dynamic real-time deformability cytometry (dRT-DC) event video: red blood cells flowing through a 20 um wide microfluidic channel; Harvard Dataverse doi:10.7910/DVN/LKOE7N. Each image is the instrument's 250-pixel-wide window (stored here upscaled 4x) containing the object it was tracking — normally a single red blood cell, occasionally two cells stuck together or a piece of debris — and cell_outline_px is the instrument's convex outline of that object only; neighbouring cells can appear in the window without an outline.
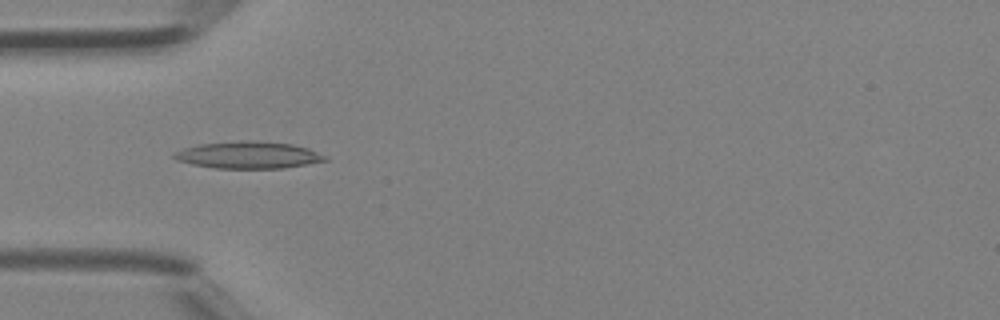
{"species": "Egyptian fruit bat (a non-hibernating species)", "species_latin": "Rousettus aegyptiacus", "temperature_condition": "room temperature", "stored_images_in_passage": 40, "camera_frame_rate_fps": 3000, "um_per_image_px": 0.085, "animal": {"sex": "female"}, "frame": {"image": 1, "passage_image": 11, "time_ms": 3.333, "image_size_px": [1000, 320], "cell_outline_px": [[328, 160], [308, 164], [284, 168], [212, 168], [192, 164], [176, 160], [172, 156], [172, 152], [184, 148], [200, 144], [292, 144], [308, 148], [328, 156]], "centroid_in_image_um": [21.12, 13.24], "position_along_channel_um": 63.9, "area_um2": 22.43}}
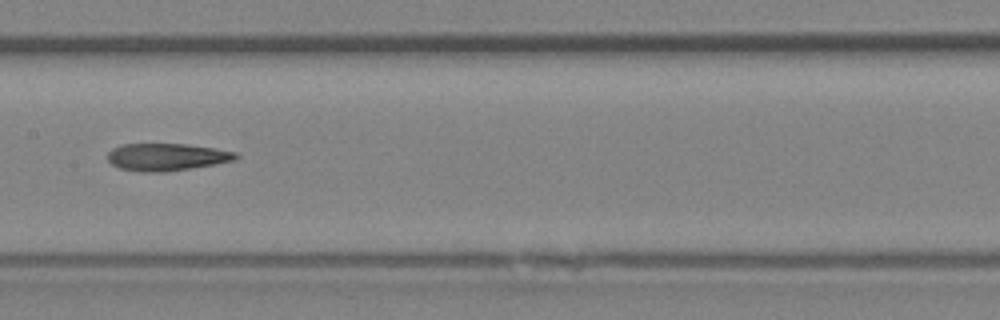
{"frame": {"image": 2, "passage_image": 19, "time_ms": 6.0, "image_size_px": [1000, 320], "cell_outline_px": [[240, 156], [236, 160], [192, 168], [164, 172], [140, 172], [120, 168], [112, 164], [108, 160], [108, 152], [112, 148], [124, 144], [184, 144], [216, 148], [236, 152]], "centroid_in_image_um": [14.18, 13.34], "position_along_channel_um": 193.2, "area_um2": 20.46}}
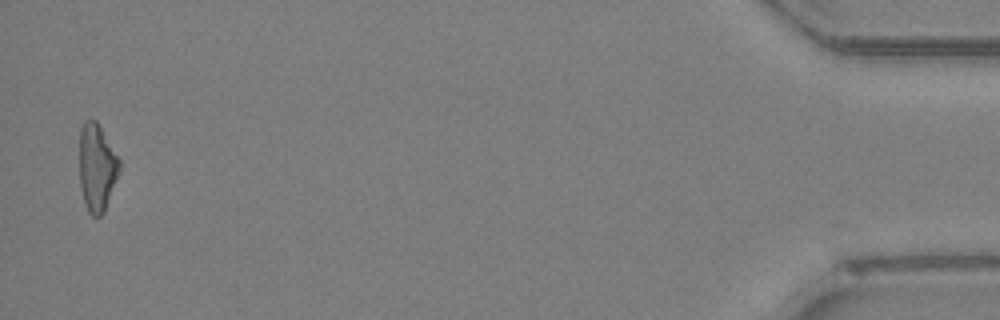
{"frame": {"image": 3, "passage_image": 39, "time_ms": 12.667, "image_size_px": [1000, 320], "cell_outline_px": [[120, 172], [104, 212], [100, 216], [92, 216], [88, 212], [84, 204], [80, 184], [80, 128], [84, 120], [96, 120], [120, 160]], "centroid_in_image_um": [8.24, 14.26], "position_along_channel_um": 427.0, "area_um2": 20.4}}